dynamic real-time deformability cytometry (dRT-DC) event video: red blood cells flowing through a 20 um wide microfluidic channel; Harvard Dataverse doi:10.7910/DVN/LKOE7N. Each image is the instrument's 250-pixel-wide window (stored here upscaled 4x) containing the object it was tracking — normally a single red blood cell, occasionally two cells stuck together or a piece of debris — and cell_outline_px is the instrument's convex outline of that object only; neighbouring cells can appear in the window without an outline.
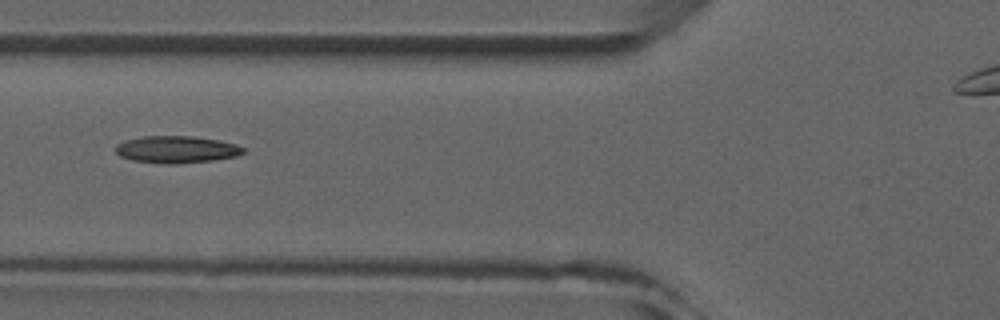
{"species": "common noctule bat (a hibernating species)", "species_latin": "Nyctalus noctula", "temperature_condition": "room temperature", "stored_images_in_passage": 3, "camera_frame_rate_fps": 3000, "um_per_image_px": 0.085, "animal": {"sex": "male", "forearm_length_mm": 52.5}, "frame": {"image": 1, "passage_image": 3, "time_ms": 2.333, "image_size_px": [1000, 320], "cell_outline_px": [[244, 152], [236, 156], [212, 160], [176, 164], [164, 164], [132, 160], [120, 156], [116, 152], [116, 144], [124, 140], [140, 136], [192, 136], [220, 140], [236, 144], [244, 148]], "centroid_in_image_um": [14.98, 12.7], "position_along_channel_um": 110.8, "area_um2": 20.23}}